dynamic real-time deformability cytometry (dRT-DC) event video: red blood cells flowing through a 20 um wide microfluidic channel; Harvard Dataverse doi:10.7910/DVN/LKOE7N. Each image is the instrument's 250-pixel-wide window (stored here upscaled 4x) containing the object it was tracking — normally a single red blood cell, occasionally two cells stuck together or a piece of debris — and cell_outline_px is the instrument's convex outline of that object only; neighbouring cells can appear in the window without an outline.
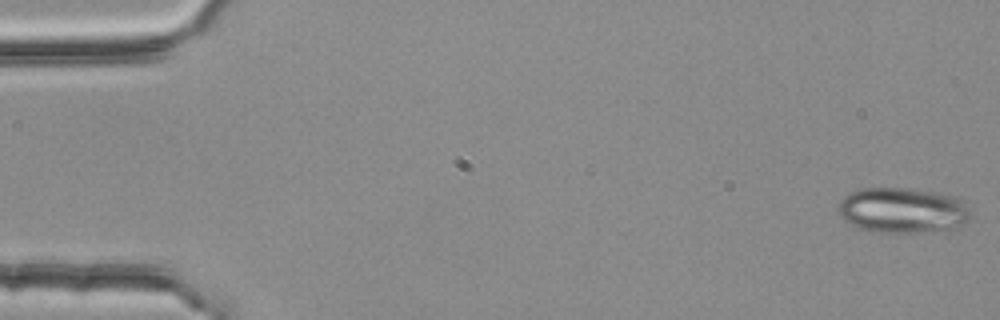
{"species": "common noctule bat (a hibernating species)", "species_latin": "Nyctalus noctula", "temperature_condition": "room temperature", "stored_images_in_passage": 5, "camera_frame_rate_fps": 3000, "um_per_image_px": 0.085, "animal": {"sex": "female", "body_mass_g": 25.1}, "frame": {"image": 1, "passage_image": 1, "time_ms": 0.0, "image_size_px": [1000, 320], "cell_outline_px": [[972, 216], [968, 220], [956, 228], [916, 232], [876, 232], [860, 228], [848, 224], [840, 216], [836, 208], [840, 200], [848, 192], [860, 188], [900, 188], [936, 192], [956, 196], [964, 204]], "centroid_in_image_um": [76.66, 17.87], "position_along_channel_um": 8.3, "area_um2": 35.08}}